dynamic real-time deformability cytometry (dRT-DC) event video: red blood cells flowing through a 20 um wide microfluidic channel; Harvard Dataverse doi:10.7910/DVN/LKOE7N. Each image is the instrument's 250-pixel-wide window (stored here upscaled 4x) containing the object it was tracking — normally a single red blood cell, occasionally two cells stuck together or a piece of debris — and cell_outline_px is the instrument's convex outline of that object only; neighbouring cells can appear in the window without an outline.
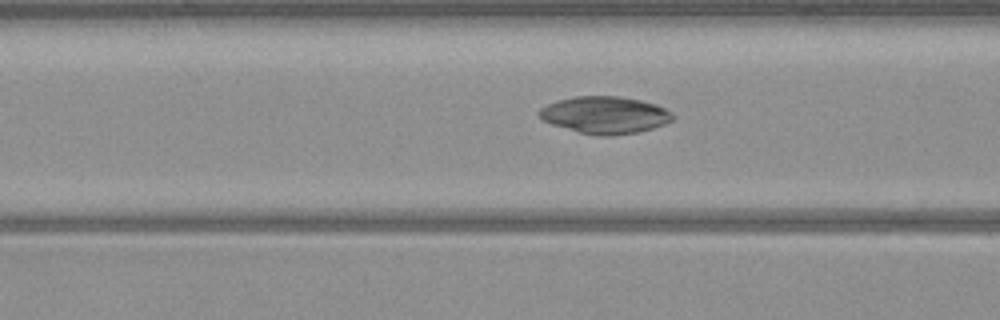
{"species": "common noctule bat (a hibernating species)", "species_latin": "Nyctalus noctula", "temperature_condition": "warm", "stored_images_in_passage": 50, "camera_frame_rate_fps": 3000, "um_per_image_px": 0.085, "animal": {"sex": "male", "body_mass_g": 23.1, "forearm_length_mm": 52.7}, "frame": {"image": 1, "passage_image": 19, "time_ms": 6.0, "image_size_px": [1000, 320], "cell_outline_px": [[676, 116], [672, 120], [664, 124], [652, 128], [636, 132], [612, 136], [596, 136], [580, 132], [552, 124], [544, 120], [536, 112], [540, 108], [556, 100], [576, 96], [620, 96], [640, 100], [656, 104], [672, 112]], "centroid_in_image_um": [51.43, 9.77], "position_along_channel_um": 115.2, "area_um2": 28.9}}
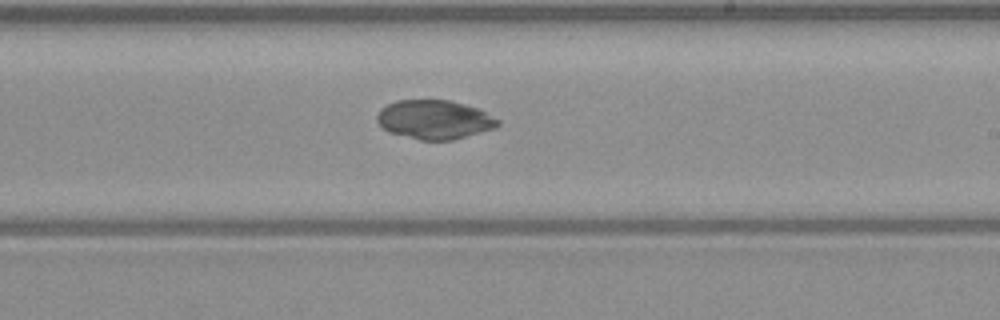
{"frame": {"image": 2, "passage_image": 29, "time_ms": 9.333, "image_size_px": [1000, 320], "cell_outline_px": [[500, 124], [496, 128], [452, 140], [420, 140], [388, 132], [376, 120], [376, 116], [380, 108], [396, 100], [448, 100], [480, 108], [500, 120]], "centroid_in_image_um": [36.94, 10.16], "position_along_channel_um": 252.1, "area_um2": 27.63}}
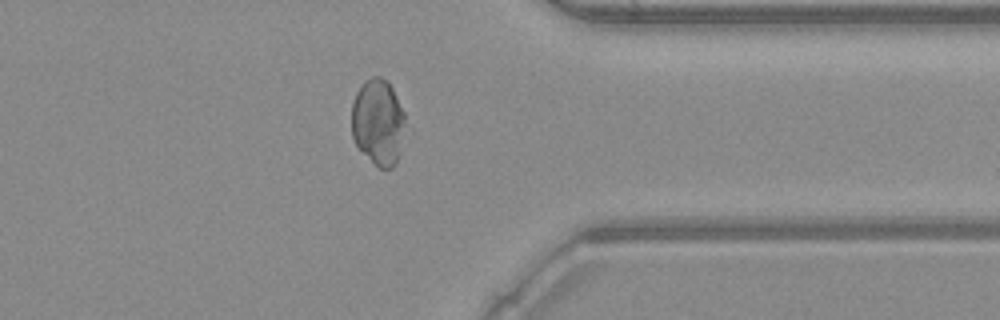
{"frame": {"image": 3, "passage_image": 39, "time_ms": 12.667, "image_size_px": [1000, 320], "cell_outline_px": [[412, 136], [396, 164], [392, 168], [380, 168], [356, 144], [352, 136], [352, 104], [356, 92], [364, 80], [372, 76], [380, 76], [388, 80], [404, 112], [412, 132]], "centroid_in_image_um": [32.27, 10.41], "position_along_channel_um": 379.1, "area_um2": 28.44}}